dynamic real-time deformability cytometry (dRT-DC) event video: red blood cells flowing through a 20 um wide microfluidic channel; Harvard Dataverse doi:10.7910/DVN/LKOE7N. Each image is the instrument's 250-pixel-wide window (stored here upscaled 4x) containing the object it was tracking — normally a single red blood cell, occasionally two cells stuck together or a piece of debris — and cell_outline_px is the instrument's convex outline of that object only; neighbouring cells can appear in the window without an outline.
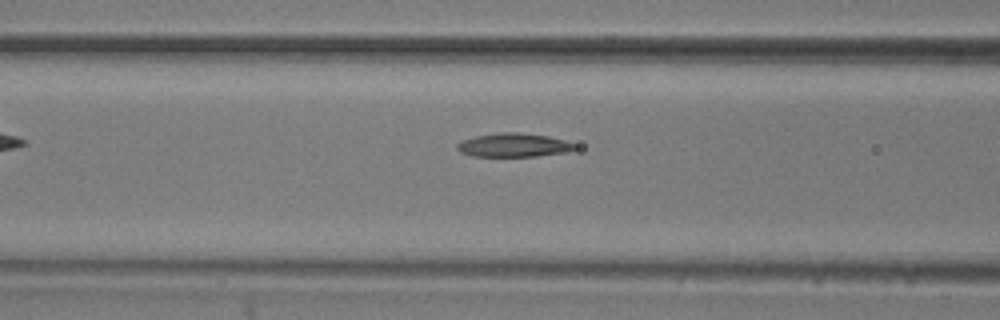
{"species": "common noctule bat (a hibernating species)", "species_latin": "Nyctalus noctula", "temperature_condition": "room temperature", "stored_images_in_passage": 6, "camera_frame_rate_fps": 3000, "um_per_image_px": 0.085, "animal": {"sex": "male", "body_mass_g": 20.5, "forearm_length_mm": 52.5}, "frame": {"image": 1, "passage_image": 5, "time_ms": 1.333, "image_size_px": [1000, 320], "cell_outline_px": [[576, 148], [564, 152], [536, 156], [472, 156], [460, 152], [456, 148], [456, 144], [460, 140], [476, 136], [500, 132], [520, 132], [548, 136], [564, 140], [576, 144]], "centroid_in_image_um": [43.61, 12.32], "position_along_channel_um": 123.0, "area_um2": 16.24}}